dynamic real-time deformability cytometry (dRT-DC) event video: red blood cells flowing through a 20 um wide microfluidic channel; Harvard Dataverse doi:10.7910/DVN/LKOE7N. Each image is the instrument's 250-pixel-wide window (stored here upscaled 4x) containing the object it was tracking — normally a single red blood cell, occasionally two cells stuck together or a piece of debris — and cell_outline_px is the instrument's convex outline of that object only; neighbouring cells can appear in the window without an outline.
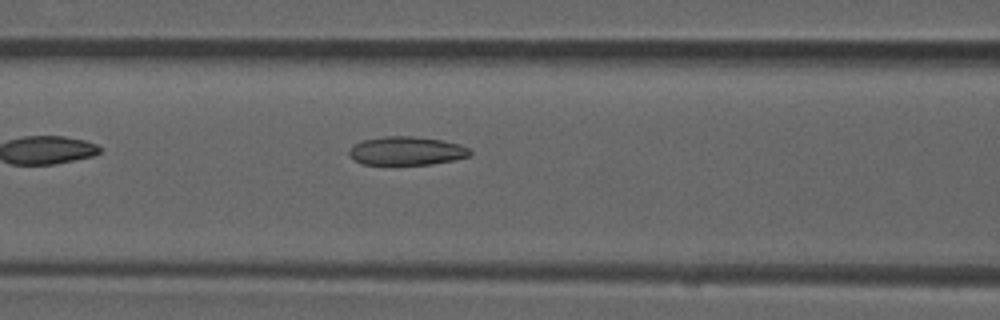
{"species": "common noctule bat (a hibernating species)", "species_latin": "Nyctalus noctula", "temperature_condition": "room temperature", "stored_images_in_passage": 4, "camera_frame_rate_fps": 3000, "um_per_image_px": 0.085, "animal": {"sex": "male", "forearm_length_mm": 52.5}, "frame": {"image": 1, "passage_image": 4, "time_ms": 1.0, "image_size_px": [1000, 320], "cell_outline_px": [[472, 156], [432, 164], [364, 164], [348, 156], [348, 152], [352, 144], [364, 140], [384, 136], [412, 136], [440, 140], [460, 144], [468, 148], [472, 152]], "centroid_in_image_um": [34.55, 12.82], "position_along_channel_um": 132.0, "area_um2": 20.06}}